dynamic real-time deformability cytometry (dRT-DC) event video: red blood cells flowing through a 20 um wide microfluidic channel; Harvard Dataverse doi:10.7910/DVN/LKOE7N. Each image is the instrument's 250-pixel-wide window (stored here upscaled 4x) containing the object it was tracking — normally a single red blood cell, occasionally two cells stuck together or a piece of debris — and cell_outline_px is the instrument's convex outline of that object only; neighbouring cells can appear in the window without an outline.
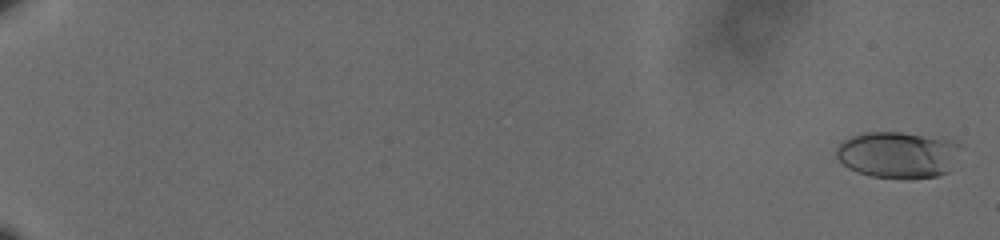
{"species": "human", "species_latin": "Homo sapiens", "temperature_condition": "cold", "stored_images_in_passage": 62, "camera_frame_rate_fps": 3000, "um_per_image_px": 0.085, "donor": {"sex": "male"}, "frame": {"image": 1, "passage_image": 2, "time_ms": 0.333, "image_size_px": [1000, 240], "cell_outline_px": [[956, 144], [948, 172], [936, 176], [872, 176], [856, 172], [848, 168], [836, 156], [836, 148], [844, 140], [852, 136], [864, 132], [900, 132], [944, 136], [952, 140]], "centroid_in_image_um": [76.24, 13.09], "position_along_channel_um": 8.8, "area_um2": 32.66}}
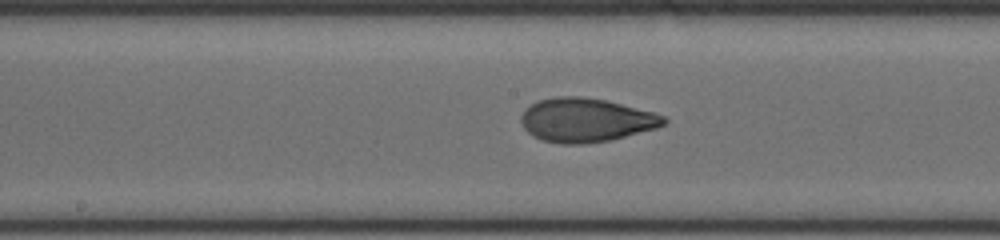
{"frame": {"image": 2, "passage_image": 37, "time_ms": 12.0, "image_size_px": [1000, 240], "cell_outline_px": [[668, 120], [664, 124], [656, 128], [612, 140], [584, 144], [560, 144], [544, 140], [532, 136], [524, 128], [520, 120], [520, 116], [524, 108], [536, 100], [556, 96], [580, 96], [604, 100], [652, 112], [664, 116]], "centroid_in_image_um": [49.75, 10.21], "position_along_channel_um": 198.5, "area_um2": 36.59}}
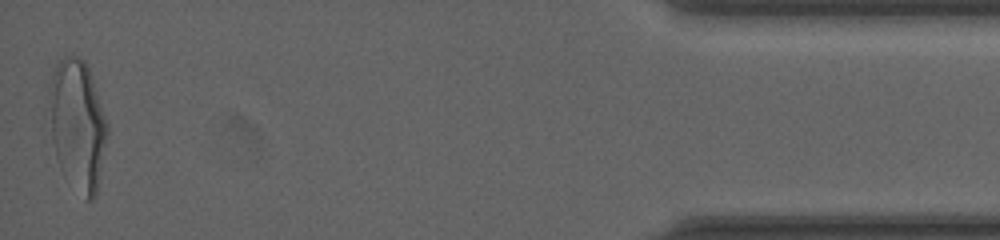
{"frame": {"image": 3, "passage_image": 62, "time_ms": 20.333, "image_size_px": [1000, 240], "cell_outline_px": [[108, 132], [96, 196], [92, 200], [84, 200], [60, 168], [56, 156], [44, 116], [48, 84], [56, 64], [64, 56], [72, 52], [80, 56], [84, 60], [88, 68], [108, 124]], "centroid_in_image_um": [6.51, 10.55], "position_along_channel_um": 428.7, "area_um2": 45.6}, "authors_computed_cell_mechanics": {"area_um2": 35.1135, "velocity_mm_per_s": 3.5982, "shape_relaxation_time_tau1_ms": 5.1998, "shape_relaxation_time_tau2_ms": 1.0461, "deformation_change_tau1": 0.1949, "deformation_change_tau2": 0.0701}}